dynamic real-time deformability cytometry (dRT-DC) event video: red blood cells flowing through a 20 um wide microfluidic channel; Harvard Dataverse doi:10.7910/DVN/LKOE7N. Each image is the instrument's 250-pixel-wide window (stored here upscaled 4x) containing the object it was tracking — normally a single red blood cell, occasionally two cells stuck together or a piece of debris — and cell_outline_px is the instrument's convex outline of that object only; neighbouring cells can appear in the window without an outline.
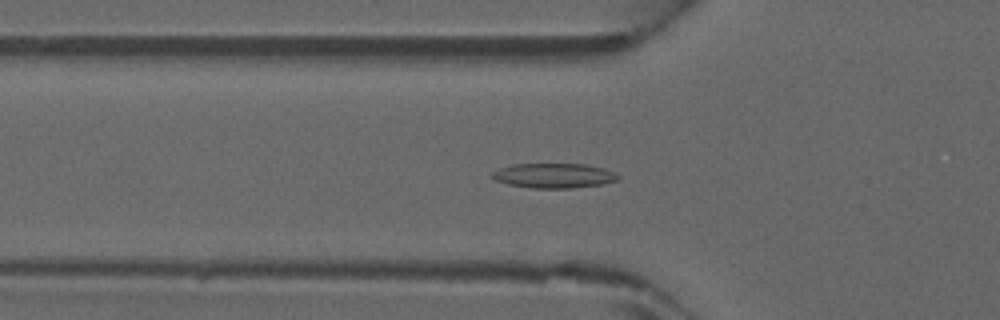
{"species": "common noctule bat (a hibernating species)", "species_latin": "Nyctalus noctula", "temperature_condition": "warm", "stored_images_in_passage": 46, "camera_frame_rate_fps": 3000, "um_per_image_px": 0.085, "animal": {"sex": "male", "forearm_length_mm": 52.5}, "frame": {"image": 1, "passage_image": 16, "time_ms": 5.0, "image_size_px": [1000, 320], "cell_outline_px": [[620, 176], [616, 180], [600, 184], [572, 188], [532, 188], [508, 184], [496, 180], [492, 176], [492, 172], [500, 168], [512, 164], [584, 164], [604, 168], [616, 172]], "centroid_in_image_um": [47.09, 14.92], "position_along_channel_um": 78.7, "area_um2": 18.03}}
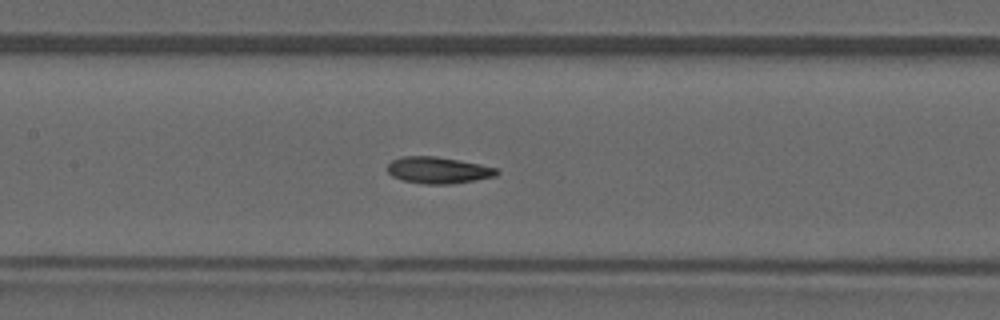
{"frame": {"image": 2, "passage_image": 22, "time_ms": 7.0, "image_size_px": [1000, 320], "cell_outline_px": [[500, 172], [496, 176], [476, 180], [452, 184], [424, 184], [400, 180], [392, 176], [388, 172], [388, 164], [392, 160], [400, 156], [436, 156], [460, 160], [480, 164], [496, 168]], "centroid_in_image_um": [37.24, 14.47], "position_along_channel_um": 170.2, "area_um2": 17.11}}
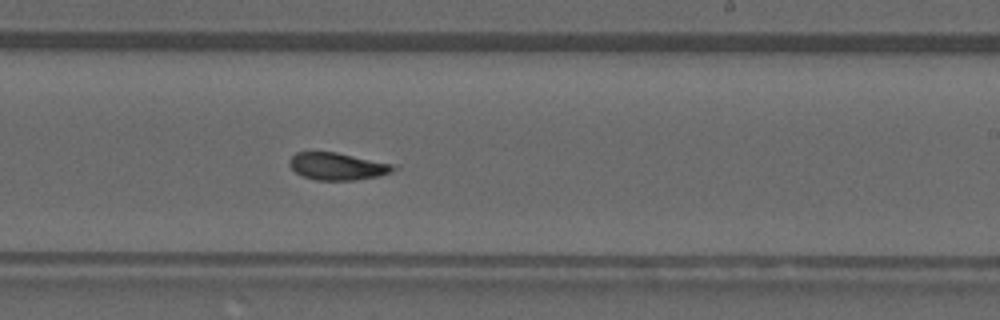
{"frame": {"image": 3, "passage_image": 28, "time_ms": 9.0, "image_size_px": [1000, 320], "cell_outline_px": [[400, 168], [392, 172], [380, 176], [356, 180], [316, 180], [304, 176], [296, 172], [288, 164], [288, 160], [296, 152], [336, 152], [400, 164]], "centroid_in_image_um": [28.8, 14.13], "position_along_channel_um": 260.2, "area_um2": 16.99}}